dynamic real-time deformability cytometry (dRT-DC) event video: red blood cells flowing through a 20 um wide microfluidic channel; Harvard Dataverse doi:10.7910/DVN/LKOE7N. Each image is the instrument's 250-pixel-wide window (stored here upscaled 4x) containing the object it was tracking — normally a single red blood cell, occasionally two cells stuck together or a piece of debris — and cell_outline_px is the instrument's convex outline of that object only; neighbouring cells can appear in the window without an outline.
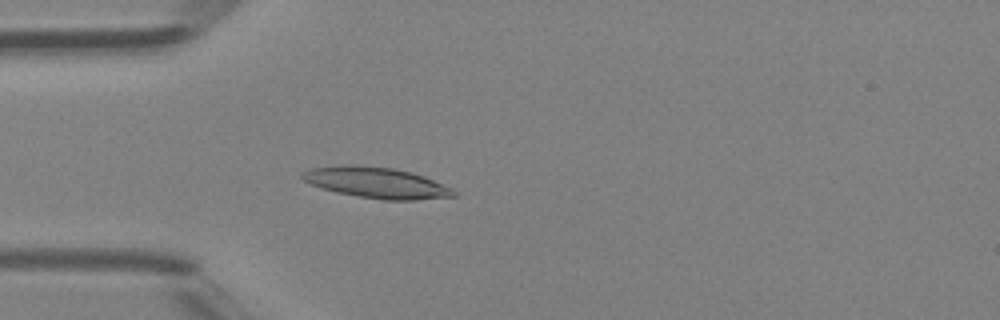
{"species": "Egyptian fruit bat (a non-hibernating species)", "species_latin": "Rousettus aegyptiacus", "temperature_condition": "room temperature", "stored_images_in_passage": 42, "camera_frame_rate_fps": 3000, "um_per_image_px": 0.085, "animal": {"sex": "female"}, "frame": {"image": 1, "passage_image": 8, "time_ms": 2.333, "image_size_px": [1000, 320], "cell_outline_px": [[456, 196], [416, 200], [384, 200], [336, 192], [320, 188], [304, 180], [300, 176], [304, 172], [312, 168], [392, 168], [412, 172], [424, 176], [452, 188], [456, 192]], "centroid_in_image_um": [32.12, 15.59], "position_along_channel_um": 52.9, "area_um2": 25.89}}
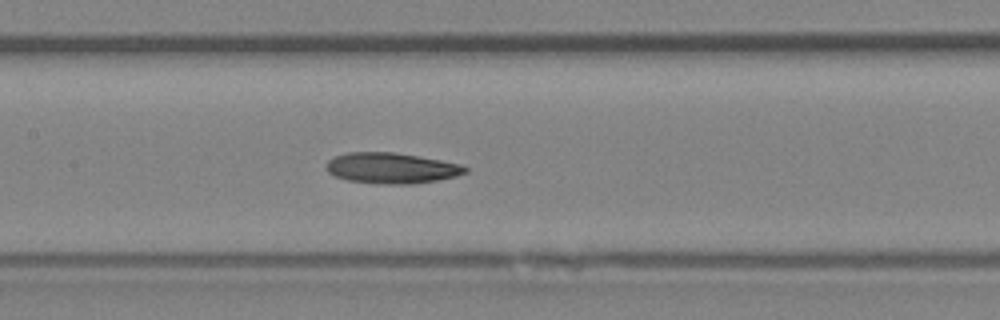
{"frame": {"image": 2, "passage_image": 17, "time_ms": 5.333, "image_size_px": [1000, 320], "cell_outline_px": [[468, 172], [456, 176], [436, 180], [412, 184], [380, 184], [348, 180], [336, 176], [328, 172], [324, 164], [328, 160], [336, 156], [348, 152], [392, 152], [420, 156], [460, 164], [468, 168]], "centroid_in_image_um": [33.26, 14.28], "position_along_channel_um": 174.1, "area_um2": 24.85}}
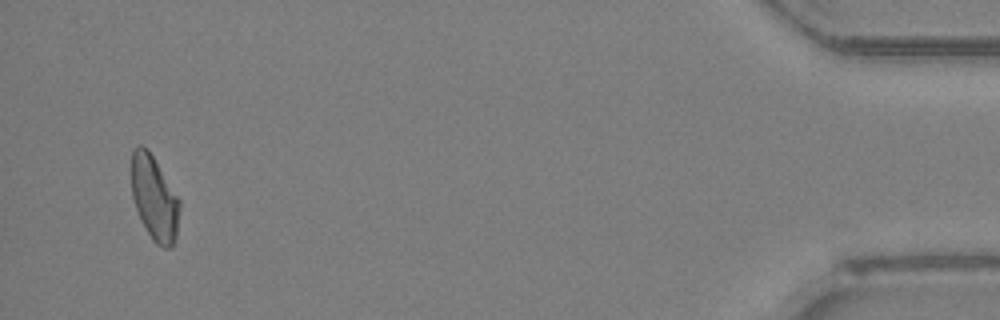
{"frame": {"image": 3, "passage_image": 40, "time_ms": 13.0, "image_size_px": [1000, 320], "cell_outline_px": [[180, 208], [176, 236], [172, 248], [164, 248], [156, 244], [152, 240], [136, 208], [132, 196], [132, 152], [140, 144], [152, 156], [180, 200]], "centroid_in_image_um": [13.14, 16.9], "position_along_channel_um": 422.1, "area_um2": 23.12}, "authors_computed_cell_mechanics": {"area_um2": 24.5361, "velocity_mm_per_s": 4.3225, "shape_relaxation_time_tau1_ms": 8.0423, "shape_relaxation_time_tau2_ms": null, "deformation_change_tau1": 0.1903, "deformation_change_tau2": null}}